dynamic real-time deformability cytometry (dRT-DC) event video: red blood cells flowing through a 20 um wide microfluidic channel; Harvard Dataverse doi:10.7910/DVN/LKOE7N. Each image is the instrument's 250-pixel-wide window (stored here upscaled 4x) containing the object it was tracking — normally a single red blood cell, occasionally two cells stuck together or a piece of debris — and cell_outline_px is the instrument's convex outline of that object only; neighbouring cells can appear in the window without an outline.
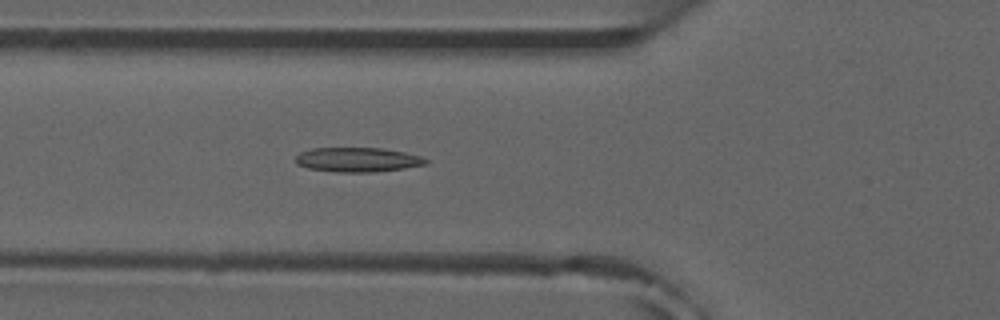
{"species": "common noctule bat (a hibernating species)", "species_latin": "Nyctalus noctula", "temperature_condition": "room temperature", "stored_images_in_passage": 4, "camera_frame_rate_fps": 3000, "um_per_image_px": 0.085, "animal": {"sex": "male", "forearm_length_mm": 52.5}, "frame": {"image": 1, "passage_image": 4, "time_ms": 4.333, "image_size_px": [1000, 320], "cell_outline_px": [[428, 164], [404, 168], [376, 172], [336, 172], [308, 168], [296, 164], [296, 156], [300, 152], [312, 148], [384, 148], [404, 152], [420, 156], [428, 160]], "centroid_in_image_um": [30.4, 13.57], "position_along_channel_um": 95.4, "area_um2": 18.61}}